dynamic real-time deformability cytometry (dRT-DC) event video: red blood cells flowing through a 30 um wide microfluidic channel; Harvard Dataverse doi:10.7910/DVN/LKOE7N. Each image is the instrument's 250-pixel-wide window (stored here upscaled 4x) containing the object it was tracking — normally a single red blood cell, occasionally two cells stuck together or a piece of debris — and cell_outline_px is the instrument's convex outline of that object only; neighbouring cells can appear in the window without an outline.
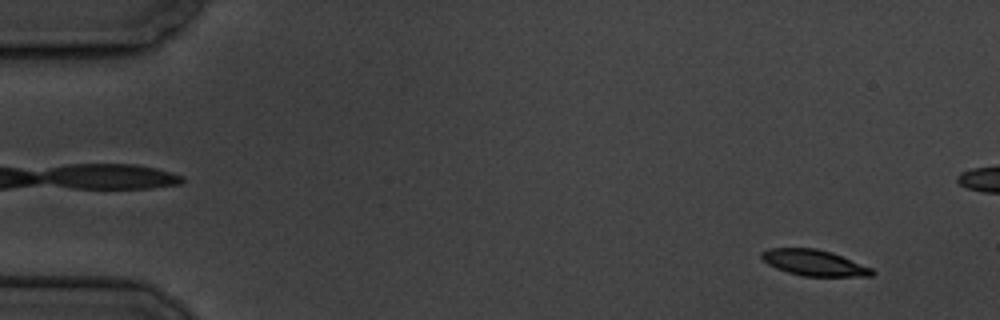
{"species": "common noctule bat (a hibernating species)", "species_latin": "Nyctalus noctula", "temperature_condition": "cold", "stored_images_in_passage": 58, "camera_frame_rate_fps": 3000, "um_per_image_px": 0.085, "animal": {"sex": "male", "body_mass_g": 19.5, "forearm_length_mm": 54.6}, "frame": {"image": 1, "passage_image": 4, "time_ms": 1.0, "image_size_px": [1000, 320], "cell_outline_px": [[876, 272], [872, 276], [804, 276], [788, 272], [776, 268], [768, 264], [760, 256], [760, 252], [768, 248], [816, 248], [832, 252], [872, 268]], "centroid_in_image_um": [69.19, 22.33], "position_along_channel_um": 15.8, "area_um2": 16.7}}
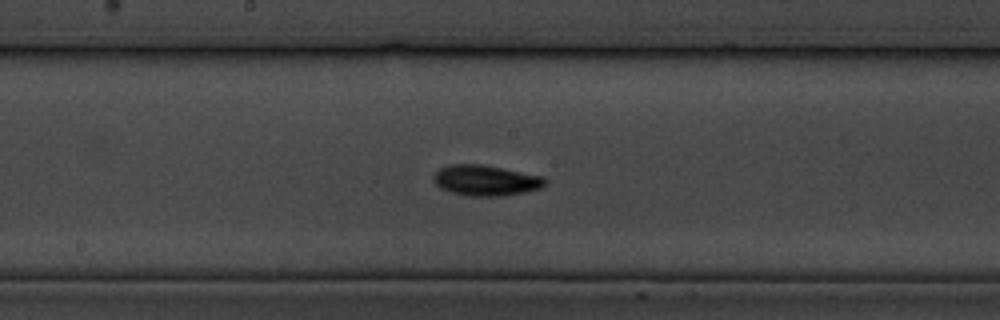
{"frame": {"image": 2, "passage_image": 30, "time_ms": 9.667, "image_size_px": [1000, 320], "cell_outline_px": [[548, 180], [540, 188], [524, 192], [500, 196], [468, 196], [448, 192], [440, 188], [436, 184], [432, 176], [440, 168], [448, 164], [480, 164], [544, 176]], "centroid_in_image_um": [41.26, 15.33], "position_along_channel_um": 206.9, "area_um2": 19.94}}
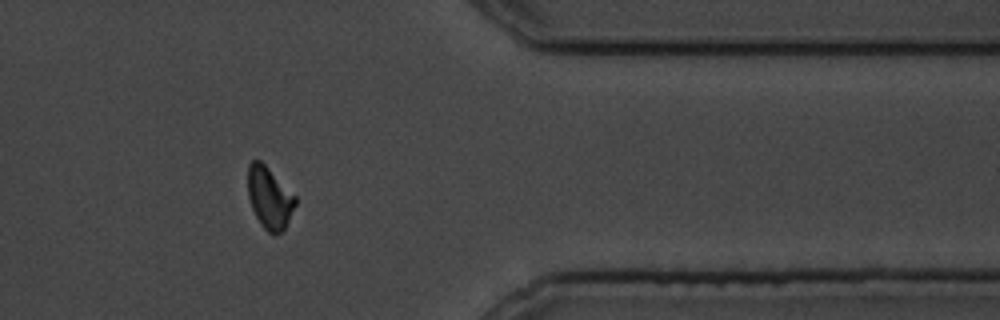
{"frame": {"image": 3, "passage_image": 47, "time_ms": 15.333, "image_size_px": [1000, 320], "cell_outline_px": [[296, 204], [284, 228], [280, 232], [268, 232], [260, 224], [252, 208], [248, 196], [248, 164], [252, 160], [260, 160], [296, 196]], "centroid_in_image_um": [22.89, 16.78], "position_along_channel_um": 388.5, "area_um2": 16.76}, "authors_computed_cell_mechanics": {"area_um2": 17.7446, "velocity_mm_per_s": 3.4791, "shape_relaxation_time_tau1_ms": 2.4338, "shape_relaxation_time_tau2_ms": 10.5199, "deformation_change_tau1": 0.1163, "deformation_change_tau2": 0.1549}}